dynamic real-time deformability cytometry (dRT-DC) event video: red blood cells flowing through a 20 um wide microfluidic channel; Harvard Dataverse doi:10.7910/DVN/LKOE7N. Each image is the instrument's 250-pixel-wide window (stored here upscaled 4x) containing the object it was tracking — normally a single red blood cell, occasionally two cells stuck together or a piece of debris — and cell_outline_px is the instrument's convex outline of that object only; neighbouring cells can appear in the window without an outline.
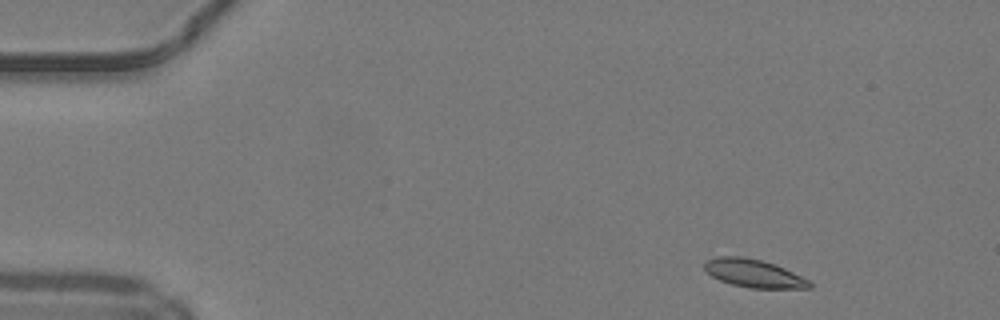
{"species": "common noctule bat (a hibernating species)", "species_latin": "Nyctalus noctula", "temperature_condition": "warm", "stored_images_in_passage": 11, "camera_frame_rate_fps": 3000, "um_per_image_px": 0.085, "animal": {"sex": "male", "body_mass_g": 19.2, "forearm_length_mm": 51.8}, "frame": {"image": 1, "passage_image": 2, "time_ms": 0.333, "image_size_px": [1000, 320], "cell_outline_px": [[812, 288], [752, 288], [732, 284], [720, 280], [712, 276], [704, 268], [704, 264], [708, 260], [716, 256], [740, 256], [760, 260], [784, 268], [808, 280], [812, 284]], "centroid_in_image_um": [64.05, 23.24], "position_along_channel_um": 20.9, "area_um2": 16.82}}